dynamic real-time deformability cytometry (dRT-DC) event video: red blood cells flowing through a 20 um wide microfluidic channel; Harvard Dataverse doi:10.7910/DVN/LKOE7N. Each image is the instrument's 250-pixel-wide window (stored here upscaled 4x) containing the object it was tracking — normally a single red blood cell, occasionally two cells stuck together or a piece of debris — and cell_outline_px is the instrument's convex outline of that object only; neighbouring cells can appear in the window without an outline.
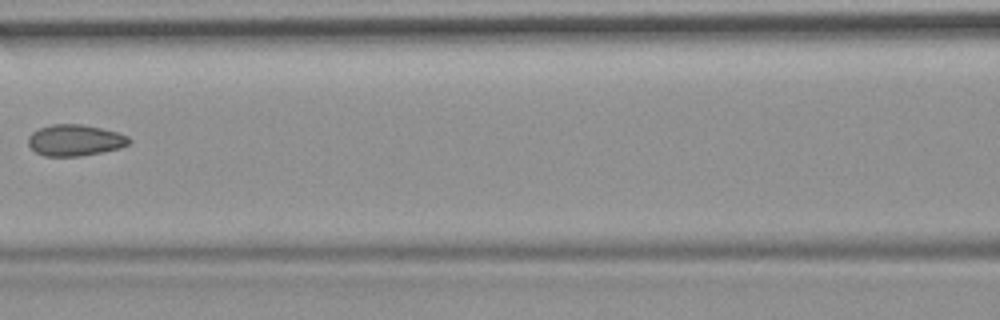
{"species": "common noctule bat (a hibernating species)", "species_latin": "Nyctalus noctula", "temperature_condition": "room temperature", "stored_images_in_passage": 11, "camera_frame_rate_fps": 3000, "um_per_image_px": 0.085, "animal": {"sex": "female", "body_mass_g": 19.9}, "frame": {"image": 1, "passage_image": 7, "time_ms": 8.0, "image_size_px": [1000, 320], "cell_outline_px": [[132, 140], [128, 144], [120, 148], [80, 156], [44, 156], [36, 152], [28, 144], [28, 136], [32, 132], [40, 128], [52, 124], [80, 124], [100, 128], [116, 132], [128, 136]], "centroid_in_image_um": [6.36, 11.92], "position_along_channel_um": 160.2, "area_um2": 18.26}}
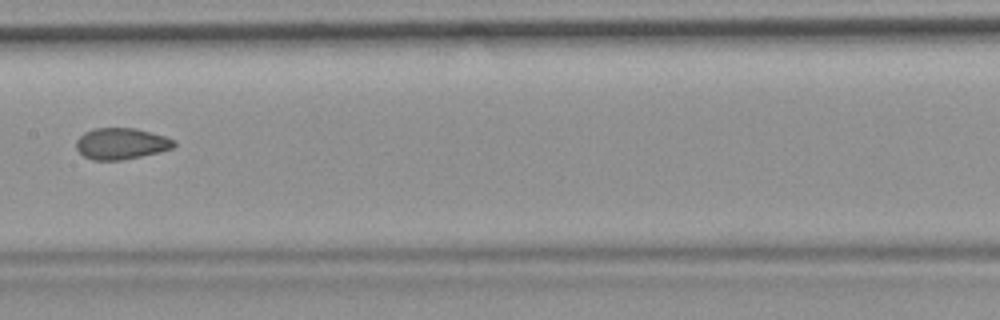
{"frame": {"image": 2, "passage_image": 8, "time_ms": 9.0, "image_size_px": [1000, 320], "cell_outline_px": [[176, 144], [172, 148], [160, 152], [124, 160], [92, 160], [84, 156], [76, 148], [76, 140], [84, 132], [96, 128], [136, 128], [164, 136], [176, 140]], "centroid_in_image_um": [10.31, 12.21], "position_along_channel_um": 197.1, "area_um2": 17.92}}
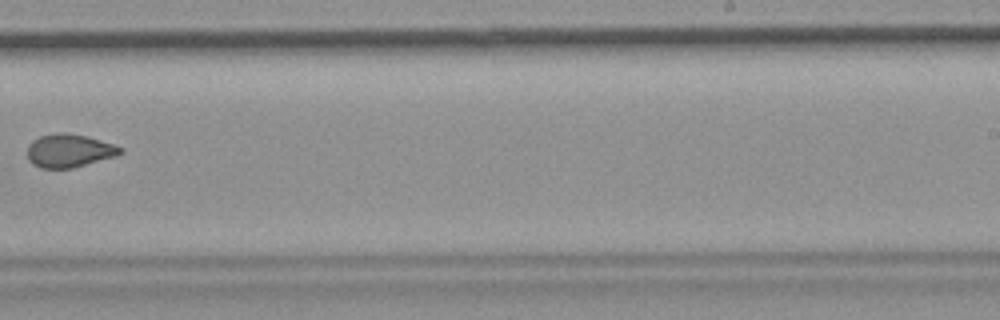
{"frame": {"image": 3, "passage_image": 10, "time_ms": 11.333, "image_size_px": [1000, 320], "cell_outline_px": [[124, 152], [116, 156], [72, 168], [40, 168], [32, 164], [28, 160], [28, 144], [32, 140], [40, 136], [60, 132], [64, 132], [84, 136], [112, 144], [124, 148]], "centroid_in_image_um": [5.86, 12.82], "position_along_channel_um": 283.1, "area_um2": 17.92}}